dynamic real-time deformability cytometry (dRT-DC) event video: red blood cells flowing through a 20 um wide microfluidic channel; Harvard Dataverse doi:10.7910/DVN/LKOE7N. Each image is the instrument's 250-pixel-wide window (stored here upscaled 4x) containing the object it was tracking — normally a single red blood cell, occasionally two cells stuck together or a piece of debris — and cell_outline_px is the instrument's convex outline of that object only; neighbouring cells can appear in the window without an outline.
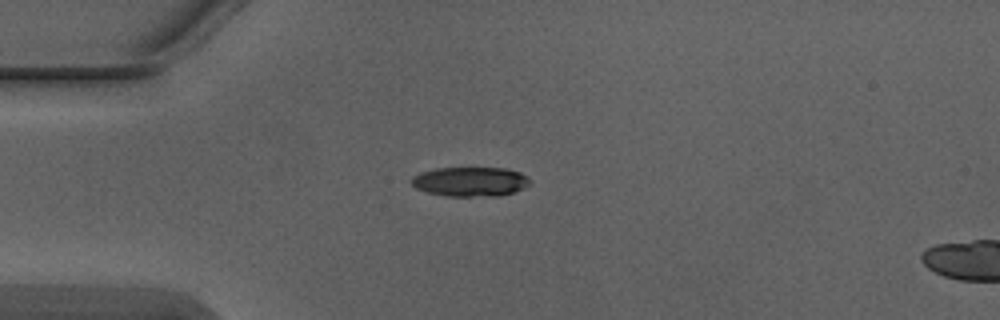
{"species": "Egyptian fruit bat (a non-hibernating species)", "species_latin": "Rousettus aegyptiacus", "temperature_condition": "warm", "stored_images_in_passage": 2, "camera_frame_rate_fps": 3000, "um_per_image_px": 0.085, "animal": {"sex": "male"}, "frame": {"image": 1, "passage_image": 1, "time_ms": 0.0, "image_size_px": [1000, 320], "cell_outline_px": [[532, 184], [512, 192], [496, 196], [448, 196], [428, 192], [416, 188], [408, 180], [412, 176], [420, 172], [436, 168], [504, 168], [520, 172], [528, 176], [532, 180]], "centroid_in_image_um": [39.97, 15.43], "position_along_channel_um": 45.0, "area_um2": 20.46}}